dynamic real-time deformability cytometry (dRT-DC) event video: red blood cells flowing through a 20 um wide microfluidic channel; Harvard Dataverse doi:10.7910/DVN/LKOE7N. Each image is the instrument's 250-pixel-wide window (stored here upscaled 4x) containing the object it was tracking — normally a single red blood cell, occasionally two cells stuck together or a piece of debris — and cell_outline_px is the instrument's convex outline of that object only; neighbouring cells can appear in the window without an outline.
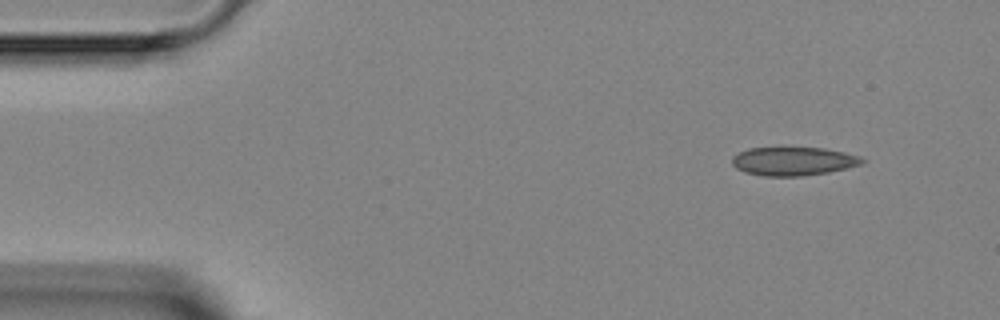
{"species": "Egyptian fruit bat (a non-hibernating species)", "species_latin": "Rousettus aegyptiacus", "temperature_condition": "room temperature", "stored_images_in_passage": 5, "camera_frame_rate_fps": 3000, "um_per_image_px": 0.085, "animal": {"sex": "female"}, "frame": {"image": 1, "passage_image": 2, "time_ms": 1.0, "image_size_px": [1000, 320], "cell_outline_px": [[868, 160], [864, 164], [828, 172], [800, 176], [764, 176], [744, 172], [736, 168], [732, 164], [732, 156], [748, 148], [824, 148], [844, 152], [860, 156]], "centroid_in_image_um": [67.46, 13.71], "position_along_channel_um": 17.5, "area_um2": 21.68}}
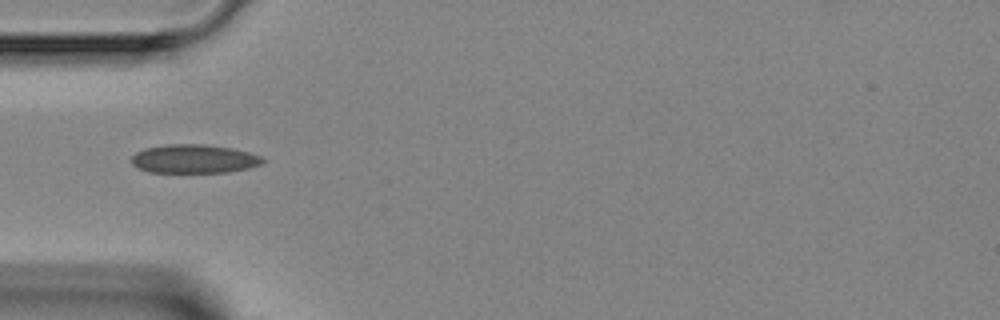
{"frame": {"image": 2, "passage_image": 5, "time_ms": 4.333, "image_size_px": [1000, 320], "cell_outline_px": [[268, 160], [260, 164], [248, 168], [228, 172], [148, 172], [132, 164], [132, 156], [136, 152], [144, 148], [168, 144], [204, 144], [232, 148], [248, 152], [260, 156]], "centroid_in_image_um": [16.5, 13.5], "position_along_channel_um": 68.5, "area_um2": 21.91}}